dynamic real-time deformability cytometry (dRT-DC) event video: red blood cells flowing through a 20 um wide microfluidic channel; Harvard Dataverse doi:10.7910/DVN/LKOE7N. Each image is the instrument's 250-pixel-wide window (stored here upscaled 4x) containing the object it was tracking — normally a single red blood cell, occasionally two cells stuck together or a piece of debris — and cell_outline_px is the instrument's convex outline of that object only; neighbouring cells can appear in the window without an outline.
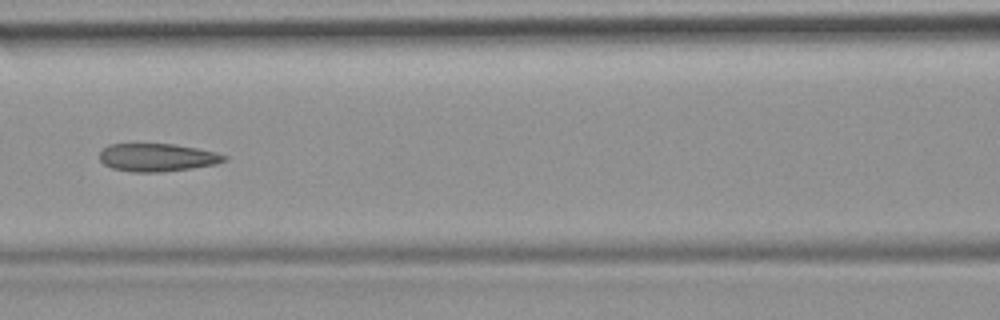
{"species": "common noctule bat (a hibernating species)", "species_latin": "Nyctalus noctula", "temperature_condition": "room temperature", "stored_images_in_passage": 40, "camera_frame_rate_fps": 3000, "um_per_image_px": 0.085, "animal": {"sex": "female", "body_mass_g": 19.9}, "frame": {"image": 1, "passage_image": 12, "time_ms": 3.667, "image_size_px": [1000, 320], "cell_outline_px": [[228, 160], [216, 164], [192, 168], [160, 172], [132, 172], [112, 168], [104, 164], [100, 160], [100, 152], [108, 144], [172, 144], [196, 148], [216, 152], [228, 156]], "centroid_in_image_um": [13.38, 13.38], "position_along_channel_um": 153.2, "area_um2": 20.29}, "authors_computed_cell_mechanics": {"area_um2": 20.8947, "velocity_mm_per_s": 3.9585, "shape_relaxation_time_tau1_ms": null, "shape_relaxation_time_tau2_ms": 2.6, "deformation_change_tau1": null, "deformation_change_tau2": 0.1159}}